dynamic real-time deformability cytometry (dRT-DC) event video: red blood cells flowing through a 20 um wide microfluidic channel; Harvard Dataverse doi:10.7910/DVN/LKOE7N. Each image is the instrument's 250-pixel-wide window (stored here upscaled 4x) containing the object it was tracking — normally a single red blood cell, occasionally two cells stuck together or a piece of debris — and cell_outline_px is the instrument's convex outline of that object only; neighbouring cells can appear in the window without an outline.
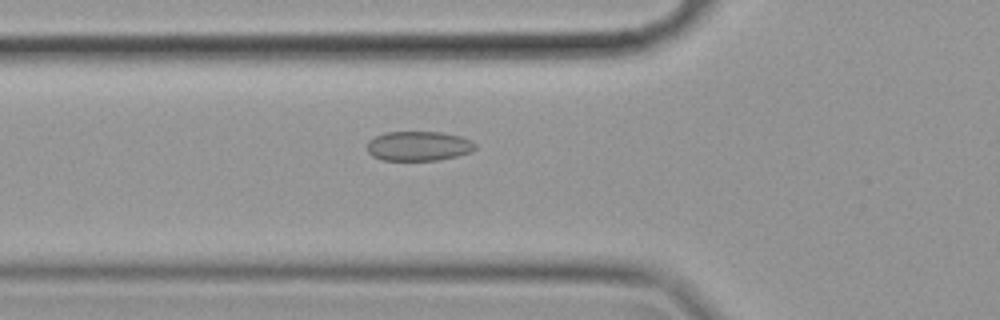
{"species": "common noctule bat (a hibernating species)", "species_latin": "Nyctalus noctula", "temperature_condition": "cold", "stored_images_in_passage": 57, "camera_frame_rate_fps": 3000, "um_per_image_px": 0.085, "animal": {"sex": "female", "body_mass_g": 19.9}, "frame": {"image": 1, "passage_image": 20, "time_ms": 6.333, "image_size_px": [1000, 320], "cell_outline_px": [[476, 148], [472, 152], [456, 156], [436, 160], [380, 160], [372, 156], [368, 152], [368, 140], [384, 132], [440, 132], [460, 136], [472, 140], [476, 144]], "centroid_in_image_um": [35.58, 12.41], "position_along_channel_um": 90.2, "area_um2": 18.73}}
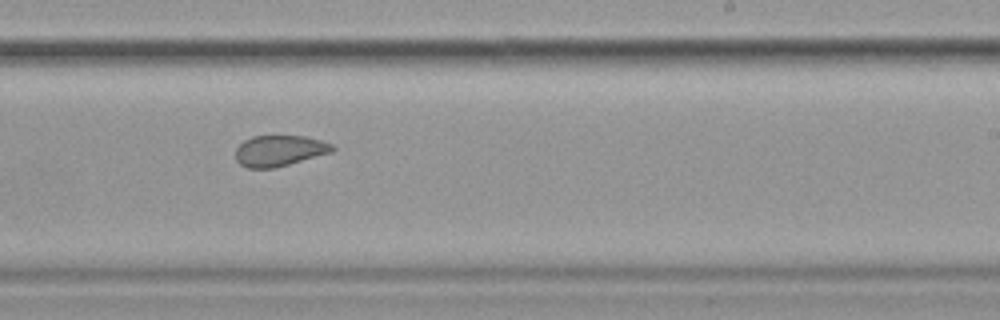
{"frame": {"image": 2, "passage_image": 35, "time_ms": 11.333, "image_size_px": [1000, 320], "cell_outline_px": [[336, 148], [332, 152], [288, 164], [272, 168], [248, 168], [240, 164], [236, 160], [236, 148], [244, 140], [252, 136], [304, 136], [320, 140], [332, 144]], "centroid_in_image_um": [23.74, 12.8], "position_along_channel_um": 265.3, "area_um2": 17.28}}
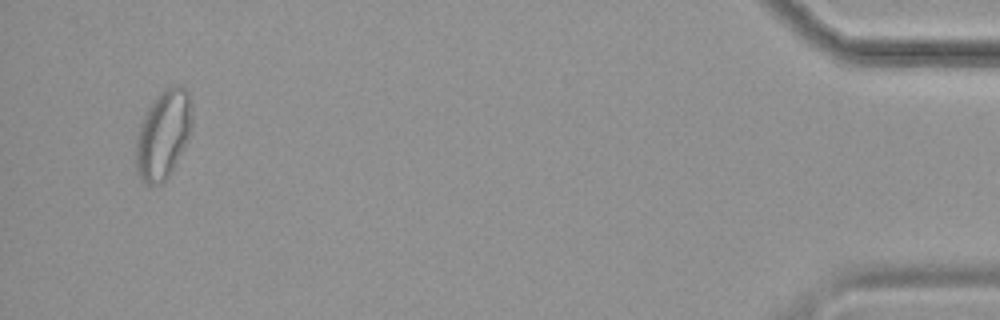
{"frame": {"image": 3, "passage_image": 55, "time_ms": 18.0, "image_size_px": [1000, 320], "cell_outline_px": [[192, 124], [188, 136], [168, 176], [160, 184], [148, 184], [140, 180], [136, 168], [136, 136], [140, 124], [148, 108], [156, 96], [172, 84], [180, 84], [188, 92]], "centroid_in_image_um": [13.84, 11.41], "position_along_channel_um": 421.4, "area_um2": 28.38}, "authors_computed_cell_mechanics": {"area_um2": 20.6924, "velocity_mm_per_s": 3.5157, "shape_relaxation_time_tau1_ms": 7.7532, "shape_relaxation_time_tau2_ms": 2.2922, "deformation_change_tau1": 0.1006, "deformation_change_tau2": 0.0663}}